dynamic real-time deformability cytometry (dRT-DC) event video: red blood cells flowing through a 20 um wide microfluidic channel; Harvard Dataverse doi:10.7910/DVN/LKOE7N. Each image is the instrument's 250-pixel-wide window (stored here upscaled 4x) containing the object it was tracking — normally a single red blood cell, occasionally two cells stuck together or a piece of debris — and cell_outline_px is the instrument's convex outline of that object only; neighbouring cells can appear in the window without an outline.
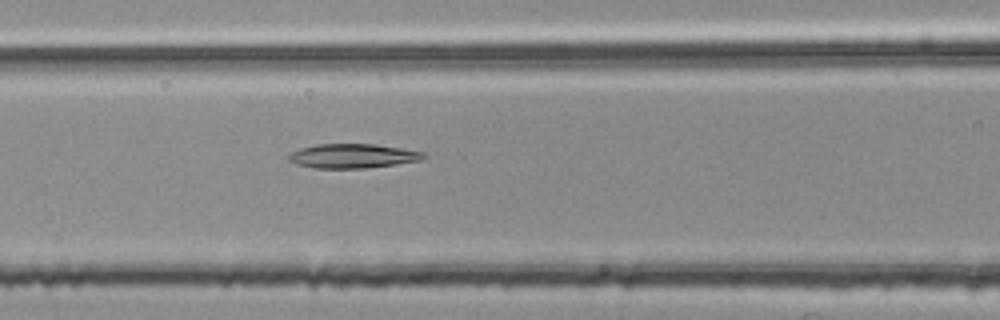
{"species": "common noctule bat (a hibernating species)", "species_latin": "Nyctalus noctula", "temperature_condition": "room temperature", "stored_images_in_passage": 39, "camera_frame_rate_fps": 3000, "um_per_image_px": 0.085, "animal": {"sex": "female", "body_mass_g": 25.1}, "frame": {"image": 1, "passage_image": 8, "time_ms": 2.333, "image_size_px": [1000, 320], "cell_outline_px": [[428, 156], [420, 160], [396, 164], [364, 168], [312, 168], [296, 164], [288, 160], [288, 156], [292, 152], [300, 148], [316, 144], [376, 144], [424, 152]], "centroid_in_image_um": [29.97, 13.25], "position_along_channel_um": 136.6, "area_um2": 19.07}}
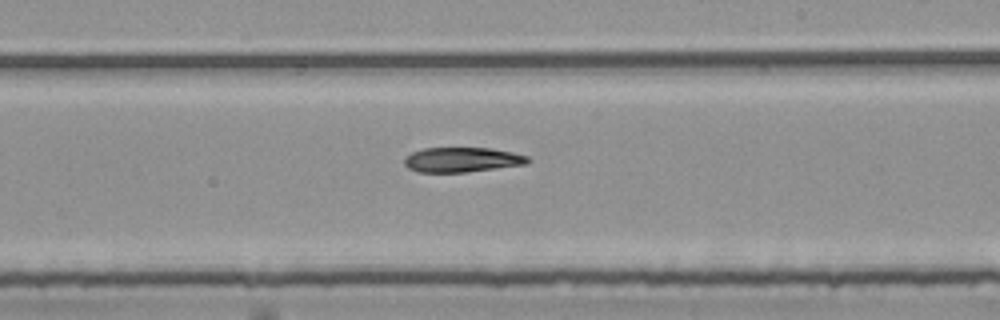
{"frame": {"image": 2, "passage_image": 17, "time_ms": 5.333, "image_size_px": [1000, 320], "cell_outline_px": [[532, 160], [528, 164], [468, 172], [420, 172], [408, 168], [404, 164], [404, 156], [412, 152], [424, 148], [492, 148], [512, 152], [528, 156]], "centroid_in_image_um": [39.3, 13.57], "position_along_channel_um": 249.7, "area_um2": 18.03}}
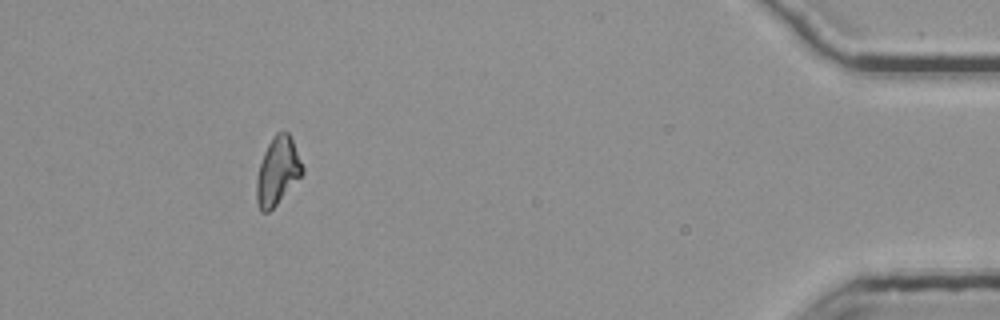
{"frame": {"image": 3, "passage_image": 35, "time_ms": 11.333, "image_size_px": [1000, 320], "cell_outline_px": [[304, 172], [276, 204], [268, 212], [260, 212], [256, 200], [256, 180], [260, 164], [264, 152], [272, 136], [276, 132], [288, 132], [292, 140], [304, 168]], "centroid_in_image_um": [23.57, 14.54], "position_along_channel_um": 411.6, "area_um2": 17.8}}